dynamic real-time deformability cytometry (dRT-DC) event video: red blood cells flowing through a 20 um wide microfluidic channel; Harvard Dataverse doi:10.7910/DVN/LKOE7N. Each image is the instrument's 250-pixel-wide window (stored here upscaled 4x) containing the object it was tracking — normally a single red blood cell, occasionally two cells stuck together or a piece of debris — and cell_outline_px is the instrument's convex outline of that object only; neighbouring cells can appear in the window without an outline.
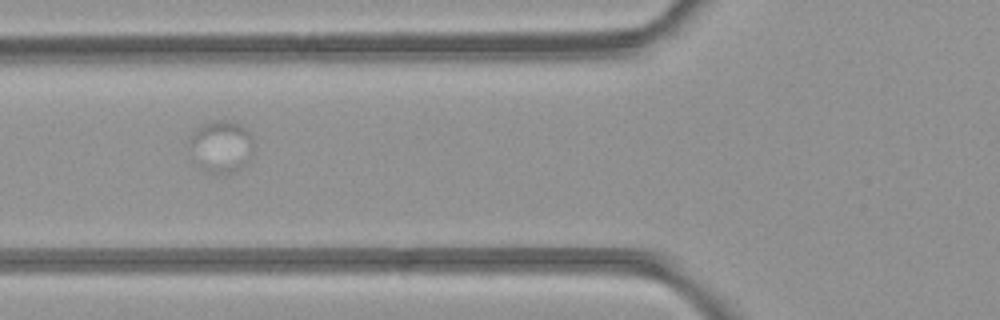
{"species": "common noctule bat (a hibernating species)", "species_latin": "Nyctalus noctula", "temperature_condition": "room temperature", "stored_images_in_passage": 33, "camera_frame_rate_fps": 3000, "um_per_image_px": 0.085, "animal": {"sex": "female", "body_mass_g": 21.9}, "frame": {"image": 1, "passage_image": 5, "time_ms": 1.333, "image_size_px": [1000, 320], "cell_outline_px": [[252, 152], [248, 160], [240, 168], [232, 172], [204, 172], [192, 160], [188, 140], [192, 132], [196, 128], [212, 120], [224, 120], [240, 124], [248, 132], [252, 140]], "centroid_in_image_um": [18.73, 12.44], "position_along_channel_um": 107.1, "area_um2": 19.48}}
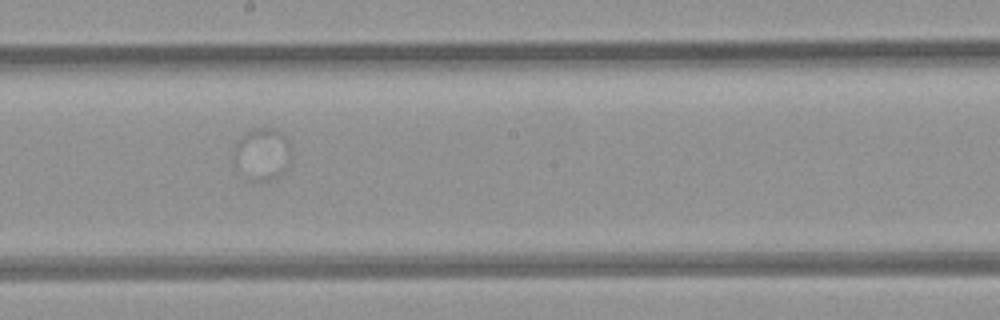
{"frame": {"image": 2, "passage_image": 14, "time_ms": 4.333, "image_size_px": [1000, 320], "cell_outline_px": [[292, 156], [288, 168], [276, 180], [252, 180], [232, 164], [232, 156], [236, 144], [244, 132], [252, 128], [276, 128], [288, 140], [292, 152]], "centroid_in_image_um": [22.31, 13.09], "position_along_channel_um": 225.9, "area_um2": 17.98}}
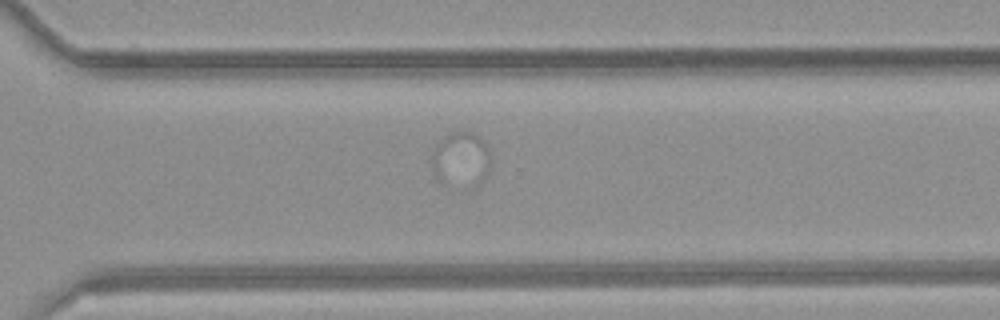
{"frame": {"image": 3, "passage_image": 22, "time_ms": 7.0, "image_size_px": [1000, 320], "cell_outline_px": [[492, 160], [488, 172], [484, 180], [480, 184], [472, 188], [444, 184], [436, 180], [432, 172], [432, 152], [436, 144], [444, 136], [460, 128], [472, 132], [480, 136], [484, 140], [488, 148]], "centroid_in_image_um": [39.2, 13.55], "position_along_channel_um": 331.4, "area_um2": 19.88}}